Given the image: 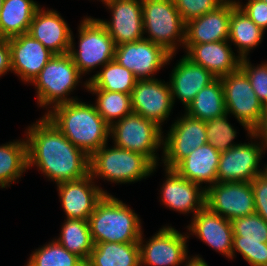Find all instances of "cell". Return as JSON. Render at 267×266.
Instances as JSON below:
<instances>
[{"instance_id": "obj_1", "label": "cell", "mask_w": 267, "mask_h": 266, "mask_svg": "<svg viewBox=\"0 0 267 266\" xmlns=\"http://www.w3.org/2000/svg\"><path fill=\"white\" fill-rule=\"evenodd\" d=\"M28 169H37L56 182L89 175L90 157L73 145L45 115L26 130Z\"/></svg>"}, {"instance_id": "obj_2", "label": "cell", "mask_w": 267, "mask_h": 266, "mask_svg": "<svg viewBox=\"0 0 267 266\" xmlns=\"http://www.w3.org/2000/svg\"><path fill=\"white\" fill-rule=\"evenodd\" d=\"M48 110L45 116L89 157L107 144L110 126L97 112L94 104L76 100L58 104Z\"/></svg>"}, {"instance_id": "obj_3", "label": "cell", "mask_w": 267, "mask_h": 266, "mask_svg": "<svg viewBox=\"0 0 267 266\" xmlns=\"http://www.w3.org/2000/svg\"><path fill=\"white\" fill-rule=\"evenodd\" d=\"M88 221L94 244L138 242L142 234L140 217L109 193L98 202Z\"/></svg>"}, {"instance_id": "obj_4", "label": "cell", "mask_w": 267, "mask_h": 266, "mask_svg": "<svg viewBox=\"0 0 267 266\" xmlns=\"http://www.w3.org/2000/svg\"><path fill=\"white\" fill-rule=\"evenodd\" d=\"M155 169L146 156L114 145L109 148L107 144L95 151L89 161V174L94 180L102 178L120 184L146 179Z\"/></svg>"}, {"instance_id": "obj_5", "label": "cell", "mask_w": 267, "mask_h": 266, "mask_svg": "<svg viewBox=\"0 0 267 266\" xmlns=\"http://www.w3.org/2000/svg\"><path fill=\"white\" fill-rule=\"evenodd\" d=\"M81 78L82 75L72 57L66 53L53 55L30 84L37 89L36 99L39 107L47 109L61 103L78 100V98L68 96L76 89Z\"/></svg>"}, {"instance_id": "obj_6", "label": "cell", "mask_w": 267, "mask_h": 266, "mask_svg": "<svg viewBox=\"0 0 267 266\" xmlns=\"http://www.w3.org/2000/svg\"><path fill=\"white\" fill-rule=\"evenodd\" d=\"M142 16L143 32L149 35L145 39L171 55L181 44L184 49L186 23L173 0H142Z\"/></svg>"}, {"instance_id": "obj_7", "label": "cell", "mask_w": 267, "mask_h": 266, "mask_svg": "<svg viewBox=\"0 0 267 266\" xmlns=\"http://www.w3.org/2000/svg\"><path fill=\"white\" fill-rule=\"evenodd\" d=\"M78 48L75 49L71 34L69 54L81 75L114 60L116 44L98 19L91 16L80 21Z\"/></svg>"}, {"instance_id": "obj_8", "label": "cell", "mask_w": 267, "mask_h": 266, "mask_svg": "<svg viewBox=\"0 0 267 266\" xmlns=\"http://www.w3.org/2000/svg\"><path fill=\"white\" fill-rule=\"evenodd\" d=\"M163 135L157 123L133 112L110 126L114 146L140 153L156 167L159 165L157 149L163 146Z\"/></svg>"}, {"instance_id": "obj_9", "label": "cell", "mask_w": 267, "mask_h": 266, "mask_svg": "<svg viewBox=\"0 0 267 266\" xmlns=\"http://www.w3.org/2000/svg\"><path fill=\"white\" fill-rule=\"evenodd\" d=\"M220 79L227 114L234 115L249 135L259 123L265 108L252 89L246 73L240 67Z\"/></svg>"}, {"instance_id": "obj_10", "label": "cell", "mask_w": 267, "mask_h": 266, "mask_svg": "<svg viewBox=\"0 0 267 266\" xmlns=\"http://www.w3.org/2000/svg\"><path fill=\"white\" fill-rule=\"evenodd\" d=\"M183 115L175 120L168 134L163 138L161 161L168 169H173L193 150L208 143L205 121L193 118L186 113Z\"/></svg>"}, {"instance_id": "obj_11", "label": "cell", "mask_w": 267, "mask_h": 266, "mask_svg": "<svg viewBox=\"0 0 267 266\" xmlns=\"http://www.w3.org/2000/svg\"><path fill=\"white\" fill-rule=\"evenodd\" d=\"M205 206L229 221L255 214L251 182H216L206 189Z\"/></svg>"}, {"instance_id": "obj_12", "label": "cell", "mask_w": 267, "mask_h": 266, "mask_svg": "<svg viewBox=\"0 0 267 266\" xmlns=\"http://www.w3.org/2000/svg\"><path fill=\"white\" fill-rule=\"evenodd\" d=\"M174 227L166 226L143 244V233L139 239L141 266L183 265L188 256L187 238Z\"/></svg>"}, {"instance_id": "obj_13", "label": "cell", "mask_w": 267, "mask_h": 266, "mask_svg": "<svg viewBox=\"0 0 267 266\" xmlns=\"http://www.w3.org/2000/svg\"><path fill=\"white\" fill-rule=\"evenodd\" d=\"M175 54H170L161 46L145 38L117 45L115 60L133 72L138 80L155 79V73L170 63ZM169 62V63H168Z\"/></svg>"}, {"instance_id": "obj_14", "label": "cell", "mask_w": 267, "mask_h": 266, "mask_svg": "<svg viewBox=\"0 0 267 266\" xmlns=\"http://www.w3.org/2000/svg\"><path fill=\"white\" fill-rule=\"evenodd\" d=\"M265 149L259 142L239 143L227 151H222L217 169V182H251L263 170L260 160ZM260 168V169H259Z\"/></svg>"}, {"instance_id": "obj_15", "label": "cell", "mask_w": 267, "mask_h": 266, "mask_svg": "<svg viewBox=\"0 0 267 266\" xmlns=\"http://www.w3.org/2000/svg\"><path fill=\"white\" fill-rule=\"evenodd\" d=\"M231 224L232 259L238 252L250 266H267V222L255 213L236 218Z\"/></svg>"}, {"instance_id": "obj_16", "label": "cell", "mask_w": 267, "mask_h": 266, "mask_svg": "<svg viewBox=\"0 0 267 266\" xmlns=\"http://www.w3.org/2000/svg\"><path fill=\"white\" fill-rule=\"evenodd\" d=\"M133 113L152 120L160 127L174 106L169 82L158 79L137 80L131 92Z\"/></svg>"}, {"instance_id": "obj_17", "label": "cell", "mask_w": 267, "mask_h": 266, "mask_svg": "<svg viewBox=\"0 0 267 266\" xmlns=\"http://www.w3.org/2000/svg\"><path fill=\"white\" fill-rule=\"evenodd\" d=\"M89 174L86 177L57 184L62 208L67 219L89 220L98 202L108 194L94 184Z\"/></svg>"}, {"instance_id": "obj_18", "label": "cell", "mask_w": 267, "mask_h": 266, "mask_svg": "<svg viewBox=\"0 0 267 266\" xmlns=\"http://www.w3.org/2000/svg\"><path fill=\"white\" fill-rule=\"evenodd\" d=\"M111 11L110 21L98 19L117 45L143 38L142 0H115L106 5Z\"/></svg>"}, {"instance_id": "obj_19", "label": "cell", "mask_w": 267, "mask_h": 266, "mask_svg": "<svg viewBox=\"0 0 267 266\" xmlns=\"http://www.w3.org/2000/svg\"><path fill=\"white\" fill-rule=\"evenodd\" d=\"M12 72L31 83L54 55L41 42L24 33L8 38Z\"/></svg>"}, {"instance_id": "obj_20", "label": "cell", "mask_w": 267, "mask_h": 266, "mask_svg": "<svg viewBox=\"0 0 267 266\" xmlns=\"http://www.w3.org/2000/svg\"><path fill=\"white\" fill-rule=\"evenodd\" d=\"M166 179L160 188L163 205L180 214L196 213L205 207L206 190L200 185L181 177L174 169L164 168Z\"/></svg>"}, {"instance_id": "obj_21", "label": "cell", "mask_w": 267, "mask_h": 266, "mask_svg": "<svg viewBox=\"0 0 267 266\" xmlns=\"http://www.w3.org/2000/svg\"><path fill=\"white\" fill-rule=\"evenodd\" d=\"M235 0H225L215 10L186 23L184 44H203L228 40L231 11Z\"/></svg>"}, {"instance_id": "obj_22", "label": "cell", "mask_w": 267, "mask_h": 266, "mask_svg": "<svg viewBox=\"0 0 267 266\" xmlns=\"http://www.w3.org/2000/svg\"><path fill=\"white\" fill-rule=\"evenodd\" d=\"M189 232L226 258L232 259L233 229L231 221L213 213L206 206L187 226Z\"/></svg>"}, {"instance_id": "obj_23", "label": "cell", "mask_w": 267, "mask_h": 266, "mask_svg": "<svg viewBox=\"0 0 267 266\" xmlns=\"http://www.w3.org/2000/svg\"><path fill=\"white\" fill-rule=\"evenodd\" d=\"M28 34L54 55L69 53L72 31L56 10L40 7L32 19Z\"/></svg>"}, {"instance_id": "obj_24", "label": "cell", "mask_w": 267, "mask_h": 266, "mask_svg": "<svg viewBox=\"0 0 267 266\" xmlns=\"http://www.w3.org/2000/svg\"><path fill=\"white\" fill-rule=\"evenodd\" d=\"M228 40L203 44H184L185 56L192 62L208 70L216 78H221L240 67L239 56H236Z\"/></svg>"}, {"instance_id": "obj_25", "label": "cell", "mask_w": 267, "mask_h": 266, "mask_svg": "<svg viewBox=\"0 0 267 266\" xmlns=\"http://www.w3.org/2000/svg\"><path fill=\"white\" fill-rule=\"evenodd\" d=\"M175 66L170 74L169 81L173 104H175V98H177L186 109L197 93L213 82L216 77L202 66L192 62L185 55Z\"/></svg>"}, {"instance_id": "obj_26", "label": "cell", "mask_w": 267, "mask_h": 266, "mask_svg": "<svg viewBox=\"0 0 267 266\" xmlns=\"http://www.w3.org/2000/svg\"><path fill=\"white\" fill-rule=\"evenodd\" d=\"M221 152L207 143L193 150L182 159L173 169L185 179L194 182L205 190L217 182V169Z\"/></svg>"}, {"instance_id": "obj_27", "label": "cell", "mask_w": 267, "mask_h": 266, "mask_svg": "<svg viewBox=\"0 0 267 266\" xmlns=\"http://www.w3.org/2000/svg\"><path fill=\"white\" fill-rule=\"evenodd\" d=\"M39 8L40 5L34 0H4L0 14V37L8 39L28 33Z\"/></svg>"}, {"instance_id": "obj_28", "label": "cell", "mask_w": 267, "mask_h": 266, "mask_svg": "<svg viewBox=\"0 0 267 266\" xmlns=\"http://www.w3.org/2000/svg\"><path fill=\"white\" fill-rule=\"evenodd\" d=\"M86 266H141L139 242L96 243Z\"/></svg>"}, {"instance_id": "obj_29", "label": "cell", "mask_w": 267, "mask_h": 266, "mask_svg": "<svg viewBox=\"0 0 267 266\" xmlns=\"http://www.w3.org/2000/svg\"><path fill=\"white\" fill-rule=\"evenodd\" d=\"M100 70L88 81H84L83 85L86 90H107L131 94L138 80L133 72L120 65L115 59L105 64Z\"/></svg>"}, {"instance_id": "obj_30", "label": "cell", "mask_w": 267, "mask_h": 266, "mask_svg": "<svg viewBox=\"0 0 267 266\" xmlns=\"http://www.w3.org/2000/svg\"><path fill=\"white\" fill-rule=\"evenodd\" d=\"M228 41L238 48V56L247 58L248 54L263 40L265 31L258 27L238 5L231 11Z\"/></svg>"}, {"instance_id": "obj_31", "label": "cell", "mask_w": 267, "mask_h": 266, "mask_svg": "<svg viewBox=\"0 0 267 266\" xmlns=\"http://www.w3.org/2000/svg\"><path fill=\"white\" fill-rule=\"evenodd\" d=\"M185 113L202 121L225 115L227 112L221 79L216 78L201 89L185 109Z\"/></svg>"}, {"instance_id": "obj_32", "label": "cell", "mask_w": 267, "mask_h": 266, "mask_svg": "<svg viewBox=\"0 0 267 266\" xmlns=\"http://www.w3.org/2000/svg\"><path fill=\"white\" fill-rule=\"evenodd\" d=\"M21 140L0 145V186L2 188L9 187L28 169L27 141L26 138Z\"/></svg>"}, {"instance_id": "obj_33", "label": "cell", "mask_w": 267, "mask_h": 266, "mask_svg": "<svg viewBox=\"0 0 267 266\" xmlns=\"http://www.w3.org/2000/svg\"><path fill=\"white\" fill-rule=\"evenodd\" d=\"M56 239L66 250L76 254L85 263L90 258L94 242L88 220L65 219Z\"/></svg>"}, {"instance_id": "obj_34", "label": "cell", "mask_w": 267, "mask_h": 266, "mask_svg": "<svg viewBox=\"0 0 267 266\" xmlns=\"http://www.w3.org/2000/svg\"><path fill=\"white\" fill-rule=\"evenodd\" d=\"M87 91L97 96L94 106L109 126L133 112L131 94L107 90Z\"/></svg>"}, {"instance_id": "obj_35", "label": "cell", "mask_w": 267, "mask_h": 266, "mask_svg": "<svg viewBox=\"0 0 267 266\" xmlns=\"http://www.w3.org/2000/svg\"><path fill=\"white\" fill-rule=\"evenodd\" d=\"M26 266H86L76 254L66 250L56 239L35 249Z\"/></svg>"}, {"instance_id": "obj_36", "label": "cell", "mask_w": 267, "mask_h": 266, "mask_svg": "<svg viewBox=\"0 0 267 266\" xmlns=\"http://www.w3.org/2000/svg\"><path fill=\"white\" fill-rule=\"evenodd\" d=\"M208 143L216 150L222 152L238 145L234 144L236 129L229 123L228 114L205 121Z\"/></svg>"}, {"instance_id": "obj_37", "label": "cell", "mask_w": 267, "mask_h": 266, "mask_svg": "<svg viewBox=\"0 0 267 266\" xmlns=\"http://www.w3.org/2000/svg\"><path fill=\"white\" fill-rule=\"evenodd\" d=\"M240 68L246 73L252 89L264 108H267V62L253 66L249 58L240 60Z\"/></svg>"}, {"instance_id": "obj_38", "label": "cell", "mask_w": 267, "mask_h": 266, "mask_svg": "<svg viewBox=\"0 0 267 266\" xmlns=\"http://www.w3.org/2000/svg\"><path fill=\"white\" fill-rule=\"evenodd\" d=\"M185 23L215 10L225 0H173Z\"/></svg>"}, {"instance_id": "obj_39", "label": "cell", "mask_w": 267, "mask_h": 266, "mask_svg": "<svg viewBox=\"0 0 267 266\" xmlns=\"http://www.w3.org/2000/svg\"><path fill=\"white\" fill-rule=\"evenodd\" d=\"M255 200V213L267 222V169L251 181Z\"/></svg>"}, {"instance_id": "obj_40", "label": "cell", "mask_w": 267, "mask_h": 266, "mask_svg": "<svg viewBox=\"0 0 267 266\" xmlns=\"http://www.w3.org/2000/svg\"><path fill=\"white\" fill-rule=\"evenodd\" d=\"M238 7L262 30H267V3L261 0H248L244 6L238 0Z\"/></svg>"}, {"instance_id": "obj_41", "label": "cell", "mask_w": 267, "mask_h": 266, "mask_svg": "<svg viewBox=\"0 0 267 266\" xmlns=\"http://www.w3.org/2000/svg\"><path fill=\"white\" fill-rule=\"evenodd\" d=\"M11 71V56L8 39L0 37V77Z\"/></svg>"}, {"instance_id": "obj_42", "label": "cell", "mask_w": 267, "mask_h": 266, "mask_svg": "<svg viewBox=\"0 0 267 266\" xmlns=\"http://www.w3.org/2000/svg\"><path fill=\"white\" fill-rule=\"evenodd\" d=\"M248 136L254 140L259 138L258 140H260L264 149L267 148V108H265V112L261 116L259 123Z\"/></svg>"}, {"instance_id": "obj_43", "label": "cell", "mask_w": 267, "mask_h": 266, "mask_svg": "<svg viewBox=\"0 0 267 266\" xmlns=\"http://www.w3.org/2000/svg\"><path fill=\"white\" fill-rule=\"evenodd\" d=\"M184 266H209L201 256H189L185 260Z\"/></svg>"}, {"instance_id": "obj_44", "label": "cell", "mask_w": 267, "mask_h": 266, "mask_svg": "<svg viewBox=\"0 0 267 266\" xmlns=\"http://www.w3.org/2000/svg\"><path fill=\"white\" fill-rule=\"evenodd\" d=\"M101 2H103V4L107 5L109 3H112L115 0H100Z\"/></svg>"}, {"instance_id": "obj_45", "label": "cell", "mask_w": 267, "mask_h": 266, "mask_svg": "<svg viewBox=\"0 0 267 266\" xmlns=\"http://www.w3.org/2000/svg\"><path fill=\"white\" fill-rule=\"evenodd\" d=\"M3 2H4V0H0V14H1V9L3 7Z\"/></svg>"}]
</instances>
